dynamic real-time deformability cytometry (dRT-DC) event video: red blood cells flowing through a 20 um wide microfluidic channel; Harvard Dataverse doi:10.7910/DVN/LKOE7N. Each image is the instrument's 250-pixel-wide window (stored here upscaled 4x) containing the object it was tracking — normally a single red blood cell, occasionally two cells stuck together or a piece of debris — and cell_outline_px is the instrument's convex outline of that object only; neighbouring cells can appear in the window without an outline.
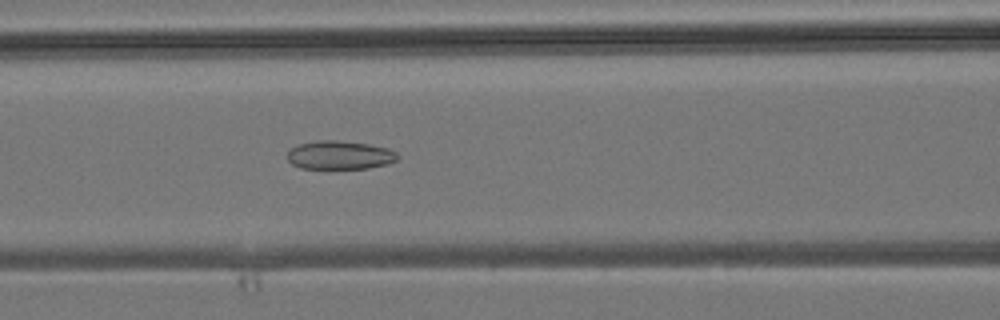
{"species": "common noctule bat (a hibernating species)", "species_latin": "Nyctalus noctula", "temperature_condition": "room temperature", "stored_images_in_passage": 45, "camera_frame_rate_fps": 3000, "um_per_image_px": 0.085, "animal": {"sex": "male", "body_mass_g": 19.2, "forearm_length_mm": 51.8}, "frame": {"image": 1, "passage_image": 19, "time_ms": 6.0, "image_size_px": [1000, 320], "cell_outline_px": [[400, 156], [396, 160], [388, 164], [368, 168], [300, 168], [292, 164], [288, 160], [288, 152], [292, 148], [300, 144], [316, 140], [336, 140], [368, 144], [388, 148], [396, 152]], "centroid_in_image_um": [28.9, 13.18], "position_along_channel_um": 137.7, "area_um2": 18.26}}
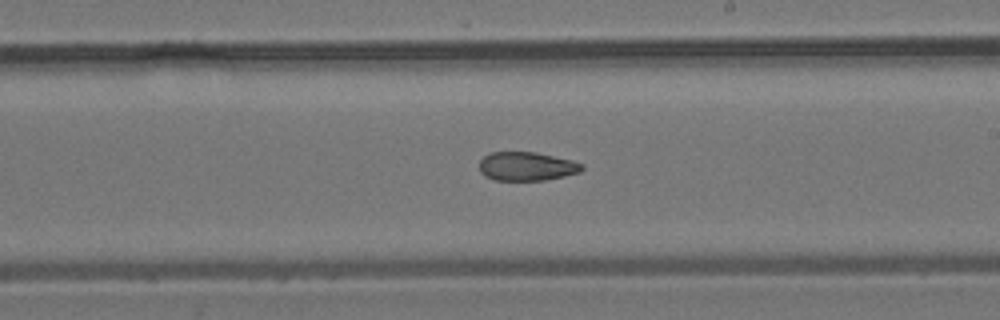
{"frame": {"image": 2, "passage_image": 26, "time_ms": 8.333, "image_size_px": [1000, 320], "cell_outline_px": [[584, 168], [580, 172], [564, 176], [544, 180], [492, 180], [484, 176], [480, 172], [480, 160], [488, 152], [536, 152], [572, 160], [584, 164]], "centroid_in_image_um": [44.76, 14.13], "position_along_channel_um": 244.2, "area_um2": 17.34}}
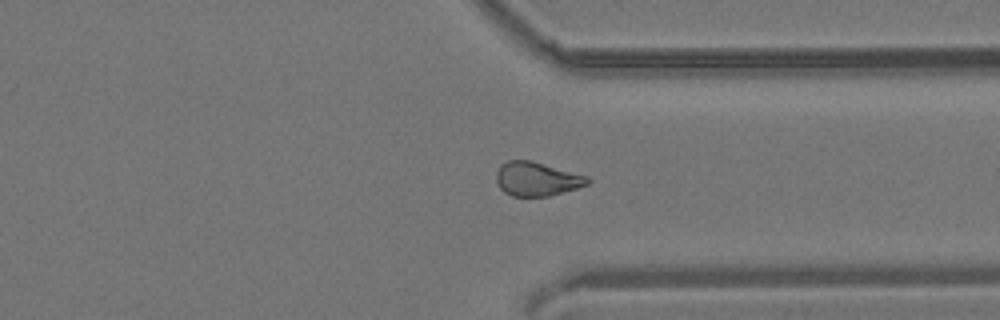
{"frame": {"image": 3, "passage_image": 34, "time_ms": 11.0, "image_size_px": [1000, 320], "cell_outline_px": [[592, 180], [588, 184], [576, 188], [548, 196], [512, 196], [504, 192], [500, 188], [496, 180], [496, 172], [500, 164], [508, 160], [532, 160], [588, 176]], "centroid_in_image_um": [45.62, 15.2], "position_along_channel_um": 365.8, "area_um2": 18.15}}